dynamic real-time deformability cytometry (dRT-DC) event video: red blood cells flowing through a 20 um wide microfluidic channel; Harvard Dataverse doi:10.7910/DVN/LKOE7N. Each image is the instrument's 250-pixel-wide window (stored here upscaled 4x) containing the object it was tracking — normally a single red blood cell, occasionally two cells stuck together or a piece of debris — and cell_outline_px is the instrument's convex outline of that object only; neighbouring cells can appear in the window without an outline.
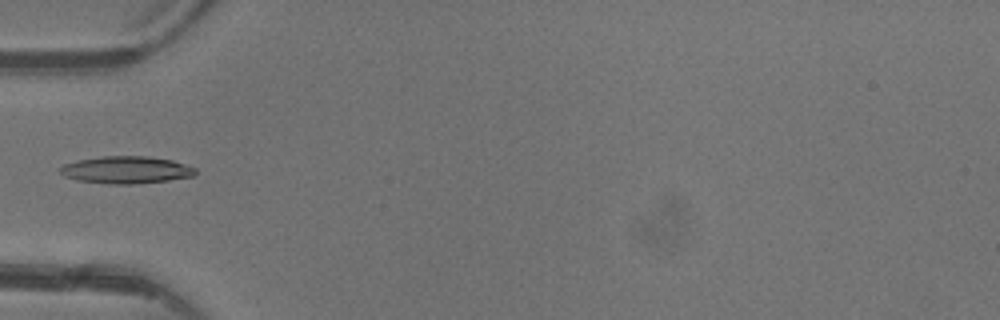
{"species": "common noctule bat (a hibernating species)", "species_latin": "Nyctalus noctula", "temperature_condition": "warm", "stored_images_in_passage": 5, "camera_frame_rate_fps": 3000, "um_per_image_px": 0.085, "animal": {"sex": "female"}, "frame": {"image": 1, "passage_image": 5, "time_ms": 5.0, "image_size_px": [1000, 320], "cell_outline_px": [[196, 176], [168, 180], [132, 184], [112, 184], [80, 180], [64, 176], [60, 172], [60, 168], [64, 164], [76, 160], [100, 156], [144, 156], [172, 160], [196, 168]], "centroid_in_image_um": [10.74, 14.43], "position_along_channel_um": 74.3, "area_um2": 21.39}}